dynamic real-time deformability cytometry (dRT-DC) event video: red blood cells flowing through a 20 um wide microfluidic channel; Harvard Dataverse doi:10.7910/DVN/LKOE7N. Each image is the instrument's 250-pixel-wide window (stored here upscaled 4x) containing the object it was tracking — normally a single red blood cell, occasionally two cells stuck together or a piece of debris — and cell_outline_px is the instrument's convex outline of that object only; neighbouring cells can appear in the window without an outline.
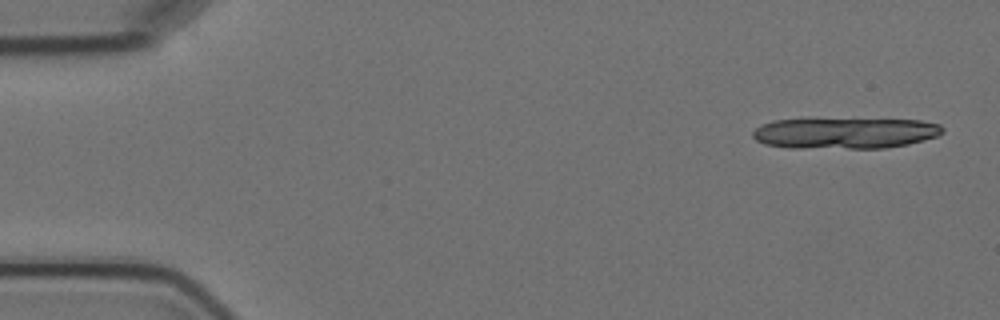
{"species": "Egyptian fruit bat (a non-hibernating species)", "species_latin": "Rousettus aegyptiacus", "temperature_condition": "cold", "stored_images_in_passage": 5, "camera_frame_rate_fps": 3000, "um_per_image_px": 0.085, "animal": {"sex": "female"}, "frame": {"image": 1, "passage_image": 1, "time_ms": 0.0, "image_size_px": [1000, 320], "cell_outline_px": [[944, 132], [936, 136], [908, 144], [884, 148], [788, 148], [764, 144], [756, 140], [752, 136], [752, 132], [760, 124], [772, 120], [920, 120], [940, 124], [944, 128]], "centroid_in_image_um": [71.79, 11.33], "position_along_channel_um": 13.2, "area_um2": 33.99}}
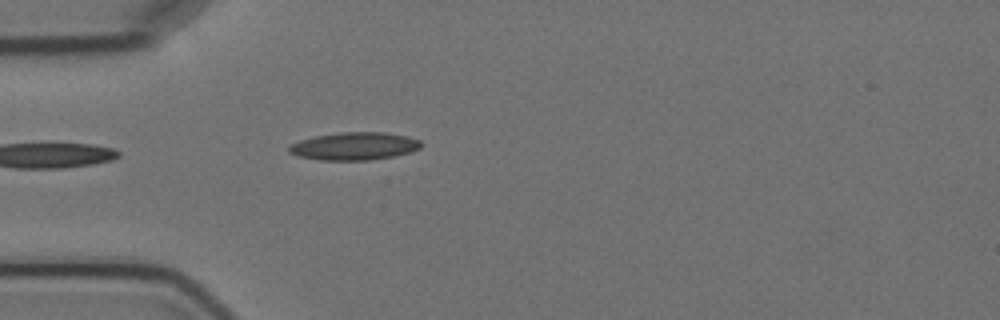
{"frame": {"image": 2, "passage_image": 5, "time_ms": 4.667, "image_size_px": [1000, 320], "cell_outline_px": [[420, 148], [412, 152], [392, 156], [368, 160], [320, 160], [300, 156], [288, 152], [288, 144], [300, 140], [316, 136], [340, 132], [384, 132], [408, 136], [420, 140]], "centroid_in_image_um": [30.11, 12.42], "position_along_channel_um": 54.9, "area_um2": 21.33}}